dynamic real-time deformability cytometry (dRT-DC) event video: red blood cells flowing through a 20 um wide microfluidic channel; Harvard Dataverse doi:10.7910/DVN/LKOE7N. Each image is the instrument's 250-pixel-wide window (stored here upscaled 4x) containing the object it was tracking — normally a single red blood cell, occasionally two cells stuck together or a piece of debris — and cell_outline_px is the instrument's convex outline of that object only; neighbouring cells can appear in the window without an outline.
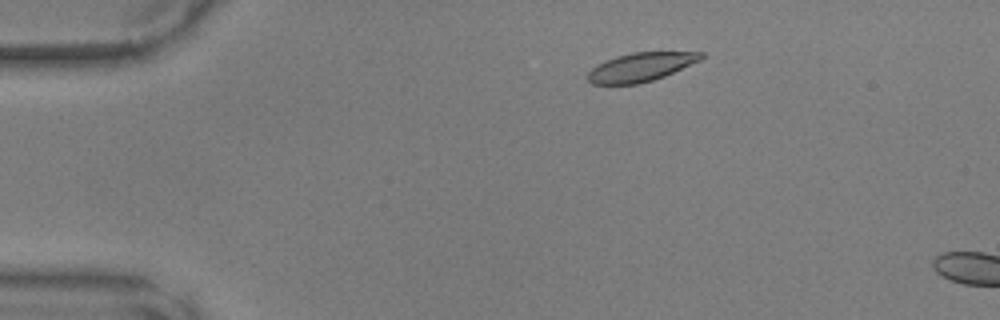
{"species": "common noctule bat (a hibernating species)", "species_latin": "Nyctalus noctula", "temperature_condition": "warm", "stored_images_in_passage": 9, "camera_frame_rate_fps": 3000, "um_per_image_px": 0.085, "animal": {"sex": "male", "body_mass_g": 17.9, "forearm_length_mm": 54.2}, "frame": {"image": 1, "passage_image": 6, "time_ms": 1.667, "image_size_px": [1000, 320], "cell_outline_px": [[704, 56], [700, 60], [664, 76], [652, 80], [636, 84], [592, 84], [588, 80], [588, 72], [596, 64], [604, 60], [616, 56], [632, 52], [704, 52]], "centroid_in_image_um": [54.43, 5.69], "position_along_channel_um": 30.6, "area_um2": 18.84}}